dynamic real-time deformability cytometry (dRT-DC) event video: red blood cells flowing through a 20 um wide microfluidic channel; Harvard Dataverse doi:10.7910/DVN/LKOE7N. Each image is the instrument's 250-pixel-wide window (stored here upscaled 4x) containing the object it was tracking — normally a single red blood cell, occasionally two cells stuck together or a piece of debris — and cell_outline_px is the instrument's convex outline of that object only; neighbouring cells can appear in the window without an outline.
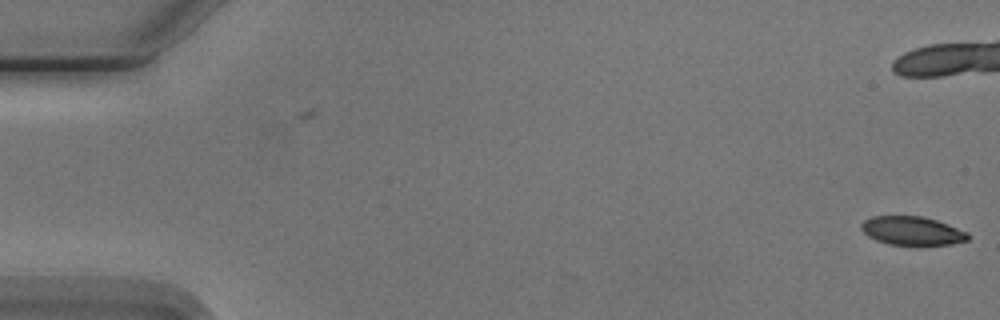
{"species": "Egyptian fruit bat (a non-hibernating species)", "species_latin": "Rousettus aegyptiacus", "temperature_condition": "cold", "stored_images_in_passage": 2, "camera_frame_rate_fps": 3000, "um_per_image_px": 0.085, "animal": {"sex": "male"}, "frame": {"image": 1, "passage_image": 2, "time_ms": 1.0, "image_size_px": [1000, 320], "cell_outline_px": [[968, 240], [952, 244], [916, 248], [888, 244], [876, 240], [868, 236], [860, 228], [860, 224], [864, 220], [872, 216], [920, 216], [936, 220], [948, 224], [968, 232]], "centroid_in_image_um": [77.54, 19.67], "position_along_channel_um": 7.5, "area_um2": 18.55}}